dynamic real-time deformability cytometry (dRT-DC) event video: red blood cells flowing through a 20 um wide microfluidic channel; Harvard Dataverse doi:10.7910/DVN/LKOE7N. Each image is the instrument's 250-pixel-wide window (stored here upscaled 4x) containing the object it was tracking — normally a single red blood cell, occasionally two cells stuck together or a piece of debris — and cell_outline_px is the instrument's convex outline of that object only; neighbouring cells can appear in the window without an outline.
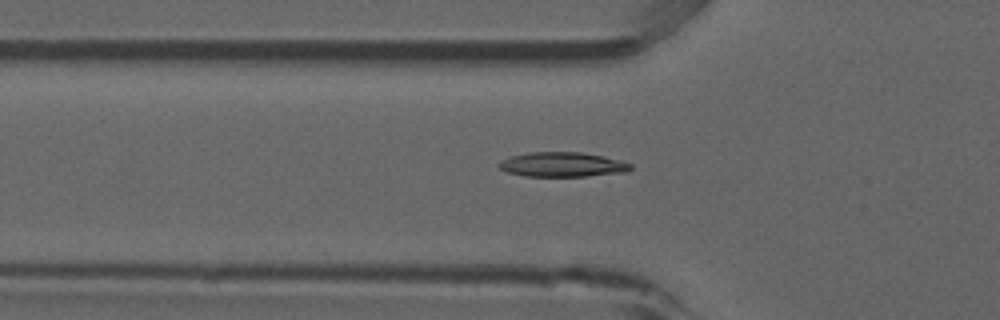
{"species": "common noctule bat (a hibernating species)", "species_latin": "Nyctalus noctula", "temperature_condition": "room temperature", "stored_images_in_passage": 23, "camera_frame_rate_fps": 3000, "um_per_image_px": 0.085, "animal": {"sex": "male", "forearm_length_mm": 52.5}, "frame": {"image": 1, "passage_image": 8, "time_ms": 2.333, "image_size_px": [1000, 320], "cell_outline_px": [[632, 168], [628, 172], [588, 176], [524, 176], [508, 172], [500, 168], [496, 164], [500, 160], [512, 156], [528, 152], [580, 152], [604, 156], [620, 160], [632, 164]], "centroid_in_image_um": [47.82, 13.98], "position_along_channel_um": 78.0, "area_um2": 19.02}}
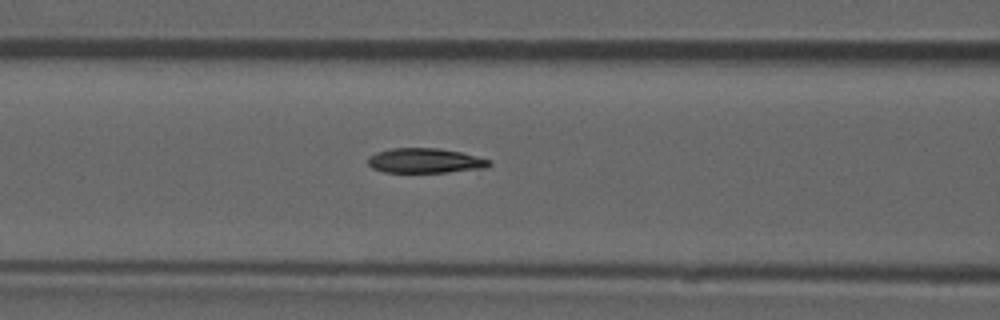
{"frame": {"image": 2, "passage_image": 12, "time_ms": 3.667, "image_size_px": [1000, 320], "cell_outline_px": [[492, 164], [488, 168], [448, 172], [384, 172], [372, 168], [368, 164], [368, 156], [376, 152], [392, 148], [440, 148], [460, 152], [488, 160]], "centroid_in_image_um": [36.11, 13.66], "position_along_channel_um": 130.5, "area_um2": 17.51}}